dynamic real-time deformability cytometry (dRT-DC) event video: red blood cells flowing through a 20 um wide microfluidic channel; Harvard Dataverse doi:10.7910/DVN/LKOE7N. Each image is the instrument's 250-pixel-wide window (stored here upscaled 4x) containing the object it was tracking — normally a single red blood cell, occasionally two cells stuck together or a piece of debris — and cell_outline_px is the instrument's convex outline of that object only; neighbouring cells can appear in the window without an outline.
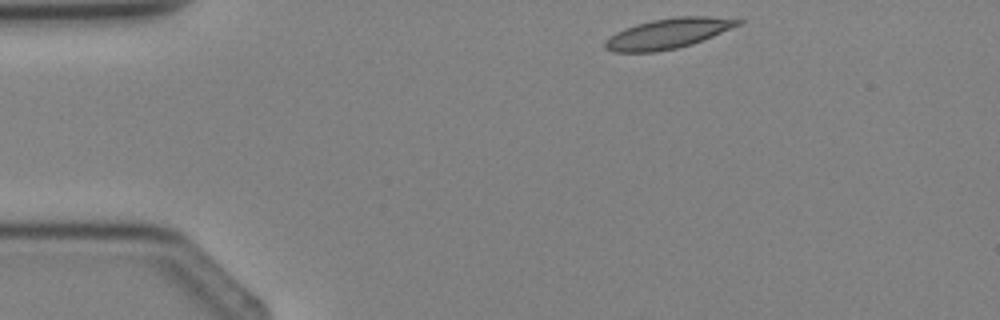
{"species": "Egyptian fruit bat (a non-hibernating species)", "species_latin": "Rousettus aegyptiacus", "temperature_condition": "cold", "stored_images_in_passage": 5, "segment_of_instrument_passage": [2, 2], "camera_frame_rate_fps": 3000, "um_per_image_px": 0.085, "animal": {"sex": "female"}, "frame": {"image": 1, "passage_image": 5, "time_ms": 4.667, "image_size_px": [1000, 320], "cell_outline_px": [[744, 20], [740, 24], [712, 36], [692, 44], [676, 48], [656, 52], [612, 52], [604, 48], [604, 40], [616, 32], [624, 28], [636, 24], [652, 20], [676, 16], [708, 16]], "centroid_in_image_um": [56.72, 2.85], "position_along_channel_um": 28.3, "area_um2": 23.29}}